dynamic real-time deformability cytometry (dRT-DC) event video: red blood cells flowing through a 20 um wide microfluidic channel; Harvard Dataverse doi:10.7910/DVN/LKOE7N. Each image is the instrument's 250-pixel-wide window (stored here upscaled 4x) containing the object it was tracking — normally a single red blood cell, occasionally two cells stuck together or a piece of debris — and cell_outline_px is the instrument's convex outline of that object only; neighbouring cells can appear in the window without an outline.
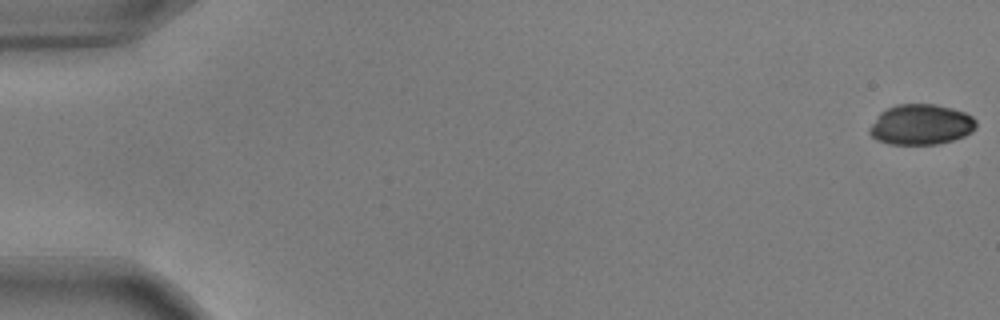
{"species": "common noctule bat (a hibernating species)", "species_latin": "Nyctalus noctula", "temperature_condition": "warm", "stored_images_in_passage": 56, "camera_frame_rate_fps": 3000, "um_per_image_px": 0.085, "animal": {"sex": "male", "body_mass_g": 17.9, "forearm_length_mm": 54.2}, "frame": {"image": 1, "passage_image": 1, "time_ms": 0.0, "image_size_px": [1000, 320], "cell_outline_px": [[976, 128], [972, 132], [964, 136], [952, 140], [936, 144], [888, 144], [876, 140], [868, 132], [868, 128], [880, 112], [896, 104], [936, 104], [952, 108], [964, 112], [972, 116], [976, 120]], "centroid_in_image_um": [78.27, 10.58], "position_along_channel_um": 6.7, "area_um2": 25.26}}
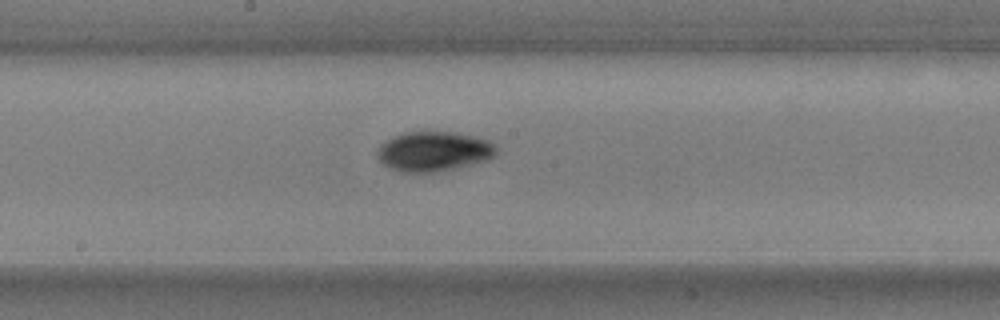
{"frame": {"image": 2, "passage_image": 30, "time_ms": 9.667, "image_size_px": [1000, 320], "cell_outline_px": [[496, 156], [488, 160], [444, 172], [400, 172], [388, 168], [376, 156], [376, 148], [380, 144], [404, 132], [452, 132], [472, 136], [488, 140], [496, 144]], "centroid_in_image_um": [36.88, 12.89], "position_along_channel_um": 211.3, "area_um2": 27.92}}
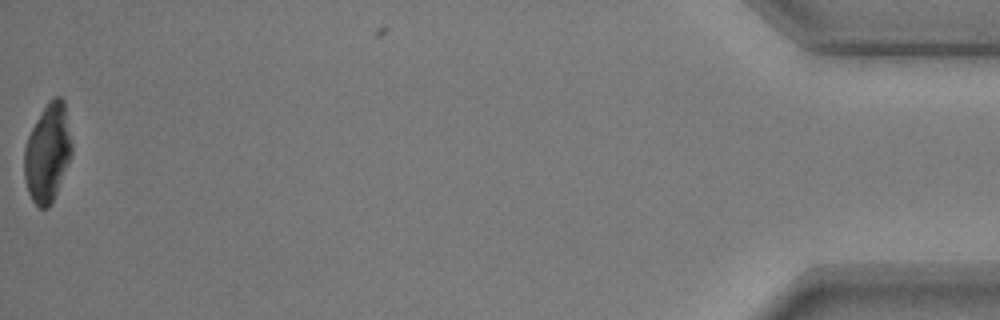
{"frame": {"image": 3, "passage_image": 55, "time_ms": 18.0, "image_size_px": [1000, 320], "cell_outline_px": [[72, 156], [56, 192], [48, 208], [40, 208], [32, 200], [28, 192], [24, 176], [24, 148], [28, 136], [32, 128], [44, 108], [52, 96], [60, 96], [64, 100], [72, 144]], "centroid_in_image_um": [4.05, 12.98], "position_along_channel_um": 431.1, "area_um2": 26.99}, "authors_computed_cell_mechanics": {"area_um2": 26.9926, "velocity_mm_per_s": 3.7328, "shape_relaxation_time_tau1_ms": 2.9746, "shape_relaxation_time_tau2_ms": null, "deformation_change_tau1": 0.1219, "deformation_change_tau2": null}}